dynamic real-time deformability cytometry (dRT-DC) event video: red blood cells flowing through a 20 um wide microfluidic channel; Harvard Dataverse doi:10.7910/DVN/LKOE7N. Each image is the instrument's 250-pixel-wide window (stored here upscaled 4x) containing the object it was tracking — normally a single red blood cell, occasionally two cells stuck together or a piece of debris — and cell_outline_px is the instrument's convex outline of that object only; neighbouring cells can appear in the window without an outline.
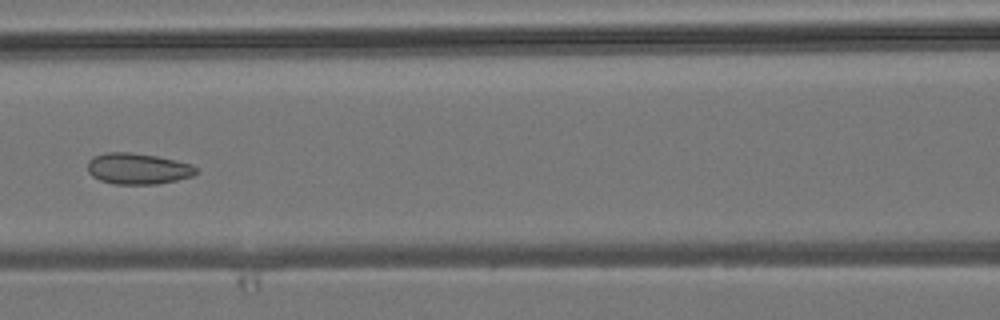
{"species": "common noctule bat (a hibernating species)", "species_latin": "Nyctalus noctula", "temperature_condition": "room temperature", "stored_images_in_passage": 6, "camera_frame_rate_fps": 3000, "um_per_image_px": 0.085, "animal": {"sex": "male", "body_mass_g": 19.2, "forearm_length_mm": 51.8}, "frame": {"image": 1, "passage_image": 6, "time_ms": 5.667, "image_size_px": [1000, 320], "cell_outline_px": [[196, 172], [192, 176], [176, 180], [156, 184], [116, 184], [100, 180], [92, 176], [88, 172], [88, 160], [92, 156], [104, 152], [132, 152], [156, 156], [176, 160], [192, 164], [196, 168]], "centroid_in_image_um": [11.68, 14.32], "position_along_channel_um": 154.9, "area_um2": 19.71}}